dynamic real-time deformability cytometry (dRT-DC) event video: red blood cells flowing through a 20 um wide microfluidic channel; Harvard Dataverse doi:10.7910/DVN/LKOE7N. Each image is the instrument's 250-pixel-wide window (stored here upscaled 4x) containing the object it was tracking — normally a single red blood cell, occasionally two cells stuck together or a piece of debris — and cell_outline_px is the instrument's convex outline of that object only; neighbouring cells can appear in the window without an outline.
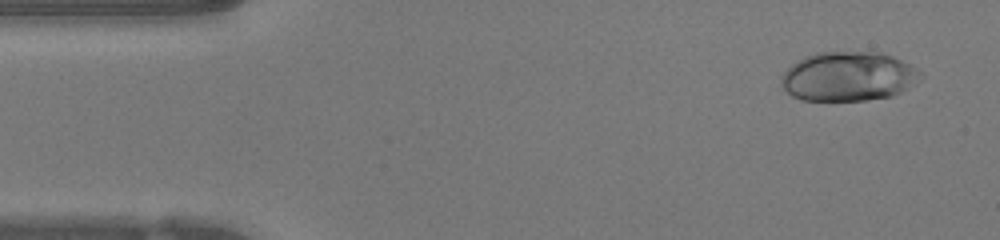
{"species": "human", "species_latin": "Homo sapiens", "temperature_condition": "warm", "stored_images_in_passage": 47, "camera_frame_rate_fps": 3000, "um_per_image_px": 0.085, "donor": {"sex": "female"}, "frame": {"image": 1, "passage_image": 3, "time_ms": 0.667, "image_size_px": [1000, 240], "cell_outline_px": [[924, 76], [900, 92], [892, 96], [868, 100], [800, 100], [792, 96], [780, 84], [780, 80], [784, 72], [792, 64], [804, 56], [816, 52], [880, 52], [892, 56], [916, 68]], "centroid_in_image_um": [72.08, 6.49], "position_along_channel_um": 12.9, "area_um2": 39.94}}
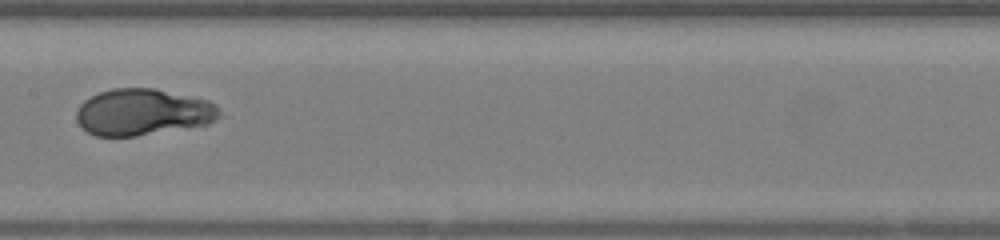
{"frame": {"image": 2, "passage_image": 23, "time_ms": 7.333, "image_size_px": [1000, 240], "cell_outline_px": [[220, 116], [208, 124], [188, 128], [136, 136], [96, 136], [88, 132], [76, 120], [76, 112], [80, 104], [84, 100], [100, 92], [112, 88], [152, 88], [196, 96], [208, 100], [216, 104], [220, 112]], "centroid_in_image_um": [12.17, 9.53], "position_along_channel_um": 195.2, "area_um2": 39.02}}
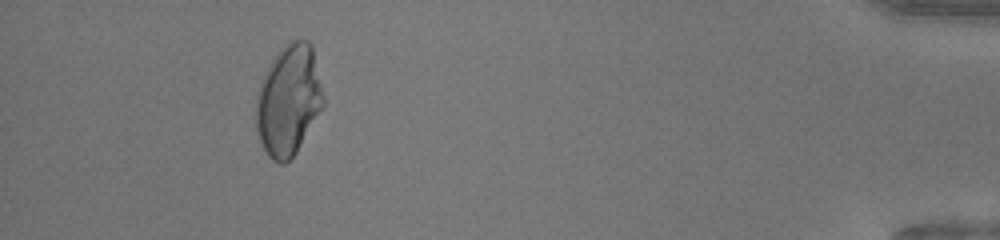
{"frame": {"image": 3, "passage_image": 43, "time_ms": 14.0, "image_size_px": [1000, 240], "cell_outline_px": [[324, 104], [296, 152], [284, 164], [280, 164], [272, 160], [268, 156], [260, 140], [256, 128], [256, 96], [260, 84], [272, 60], [284, 44], [288, 40], [308, 40], [312, 44], [324, 96]], "centroid_in_image_um": [24.53, 8.51], "position_along_channel_um": 410.7, "area_um2": 43.06}, "authors_computed_cell_mechanics": {"area_um2": 39.1306, "velocity_mm_per_s": 4.2764, "shape_relaxation_time_tau1_ms": 5.2072, "shape_relaxation_time_tau2_ms": null, "deformation_change_tau1": 0.2548, "deformation_change_tau2": null}}